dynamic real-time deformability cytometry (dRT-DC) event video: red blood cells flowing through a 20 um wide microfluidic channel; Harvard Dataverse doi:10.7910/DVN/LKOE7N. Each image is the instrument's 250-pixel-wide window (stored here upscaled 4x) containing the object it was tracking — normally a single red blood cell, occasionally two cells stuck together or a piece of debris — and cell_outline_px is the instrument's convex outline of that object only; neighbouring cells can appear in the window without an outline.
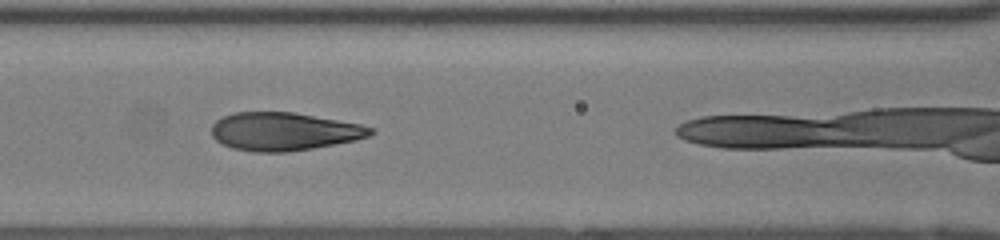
{"species": "human", "species_latin": "Homo sapiens", "temperature_condition": "room temperature", "stored_images_in_passage": 25, "camera_frame_rate_fps": 3000, "um_per_image_px": 0.085, "donor": {"sex": "female"}, "frame": {"image": 1, "passage_image": 5, "time_ms": 1.333, "image_size_px": [1000, 240], "cell_outline_px": [[376, 132], [368, 136], [356, 140], [312, 148], [288, 152], [252, 152], [232, 148], [216, 140], [212, 136], [212, 124], [216, 120], [224, 116], [236, 112], [292, 112], [360, 124], [372, 128]], "centroid_in_image_um": [24.12, 11.18], "position_along_channel_um": 142.5, "area_um2": 35.14}}
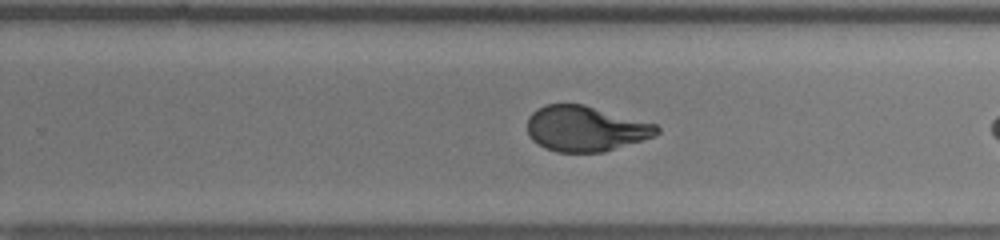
{"frame": {"image": 2, "passage_image": 15, "time_ms": 4.667, "image_size_px": [1000, 240], "cell_outline_px": [[660, 132], [656, 136], [604, 152], [556, 152], [544, 148], [532, 140], [528, 136], [528, 116], [536, 108], [544, 104], [584, 104], [656, 124], [660, 128]], "centroid_in_image_um": [49.76, 10.93], "position_along_channel_um": 280.0, "area_um2": 34.56}}
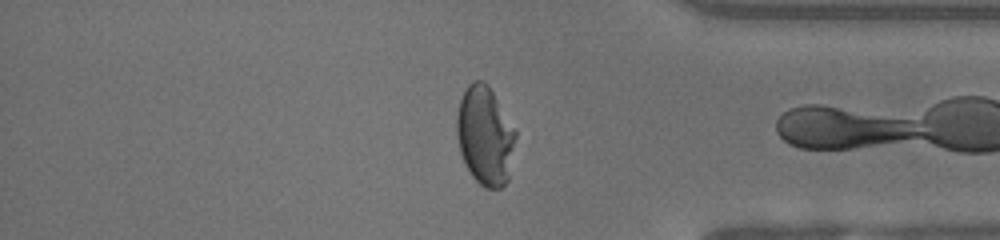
{"frame": {"image": 3, "passage_image": 24, "time_ms": 7.667, "image_size_px": [1000, 240], "cell_outline_px": [[516, 136], [508, 180], [500, 188], [484, 188], [472, 176], [464, 164], [460, 152], [456, 132], [456, 116], [460, 100], [468, 84], [472, 80], [484, 80], [488, 84], [516, 132]], "centroid_in_image_um": [41.2, 11.53], "position_along_channel_um": 394.0, "area_um2": 33.81}}